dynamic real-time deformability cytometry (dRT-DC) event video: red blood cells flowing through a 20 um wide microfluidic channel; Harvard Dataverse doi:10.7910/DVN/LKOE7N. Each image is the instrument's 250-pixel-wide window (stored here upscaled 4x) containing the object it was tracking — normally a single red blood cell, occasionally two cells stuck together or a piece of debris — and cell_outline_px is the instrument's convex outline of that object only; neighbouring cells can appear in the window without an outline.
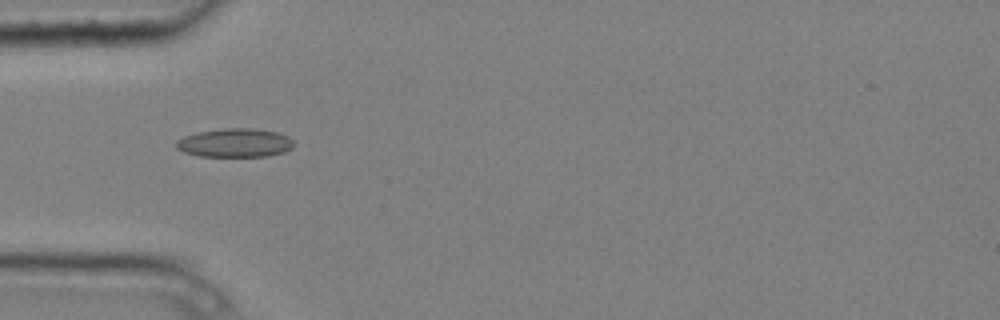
{"species": "common noctule bat (a hibernating species)", "species_latin": "Nyctalus noctula", "temperature_condition": "cold", "stored_images_in_passage": 9, "camera_frame_rate_fps": 3000, "um_per_image_px": 0.085, "animal": {"sex": "male", "body_mass_g": 20.4}, "frame": {"image": 1, "passage_image": 4, "time_ms": 1.0, "image_size_px": [1000, 320], "cell_outline_px": [[292, 148], [284, 152], [268, 156], [200, 156], [184, 152], [176, 148], [176, 140], [184, 136], [196, 132], [224, 128], [252, 128], [276, 132], [288, 136], [292, 140]], "centroid_in_image_um": [19.95, 12.14], "position_along_channel_um": 65.1, "area_um2": 19.65}}
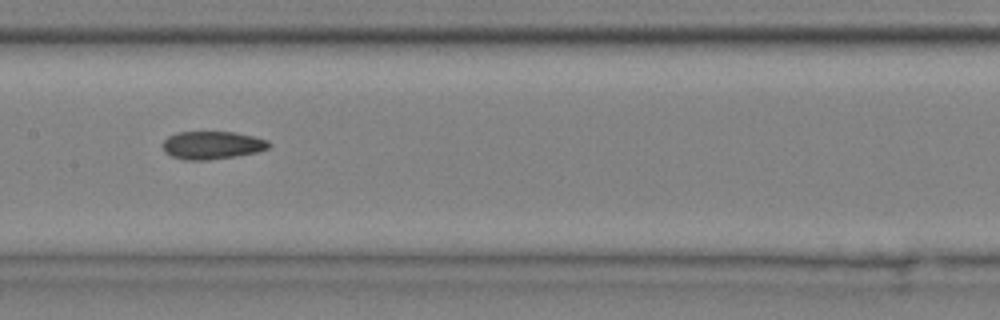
{"frame": {"image": 2, "passage_image": 7, "time_ms": 2.0, "image_size_px": [1000, 320], "cell_outline_px": [[272, 144], [268, 148], [256, 152], [236, 156], [208, 160], [184, 160], [172, 156], [164, 152], [160, 144], [168, 136], [176, 132], [232, 132], [252, 136], [268, 140]], "centroid_in_image_um": [17.99, 12.34], "position_along_channel_um": 189.4, "area_um2": 17.4}}
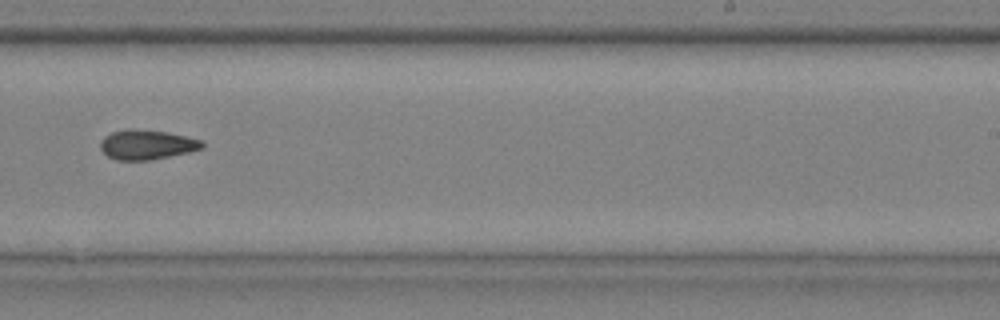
{"frame": {"image": 3, "passage_image": 9, "time_ms": 2.667, "image_size_px": [1000, 320], "cell_outline_px": [[204, 148], [188, 152], [152, 160], [116, 160], [108, 156], [100, 148], [100, 140], [104, 136], [112, 132], [128, 128], [168, 132], [200, 140], [204, 144]], "centroid_in_image_um": [12.45, 12.29], "position_along_channel_um": 276.6, "area_um2": 17.57}}